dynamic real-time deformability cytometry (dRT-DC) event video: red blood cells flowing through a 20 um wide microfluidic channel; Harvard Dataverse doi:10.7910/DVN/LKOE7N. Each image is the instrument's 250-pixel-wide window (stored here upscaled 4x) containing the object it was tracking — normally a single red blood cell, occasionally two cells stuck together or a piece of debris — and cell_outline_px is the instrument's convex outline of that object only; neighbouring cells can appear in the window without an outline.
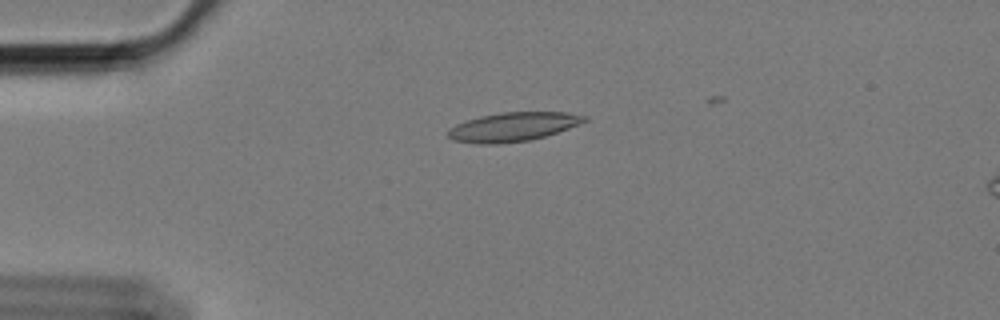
{"species": "Egyptian fruit bat (a non-hibernating species)", "species_latin": "Rousettus aegyptiacus", "temperature_condition": "cold", "stored_images_in_passage": 48, "camera_frame_rate_fps": 3000, "um_per_image_px": 0.085, "animal": {"sex": "female"}, "frame": {"image": 1, "passage_image": 8, "time_ms": 2.333, "image_size_px": [1000, 320], "cell_outline_px": [[588, 120], [568, 128], [544, 136], [528, 140], [496, 144], [480, 144], [452, 140], [448, 136], [448, 132], [456, 124], [480, 116], [504, 112], [568, 112], [588, 116]], "centroid_in_image_um": [43.62, 10.77], "position_along_channel_um": 41.4, "area_um2": 22.72}}
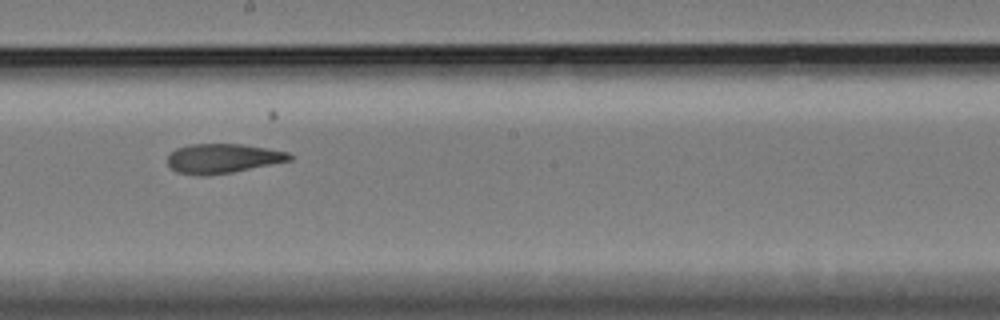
{"frame": {"image": 2, "passage_image": 27, "time_ms": 8.667, "image_size_px": [1000, 320], "cell_outline_px": [[292, 160], [232, 172], [208, 176], [204, 176], [176, 172], [168, 164], [168, 156], [176, 148], [188, 144], [240, 144], [288, 152], [292, 156]], "centroid_in_image_um": [18.91, 13.47], "position_along_channel_um": 229.3, "area_um2": 20.81}}
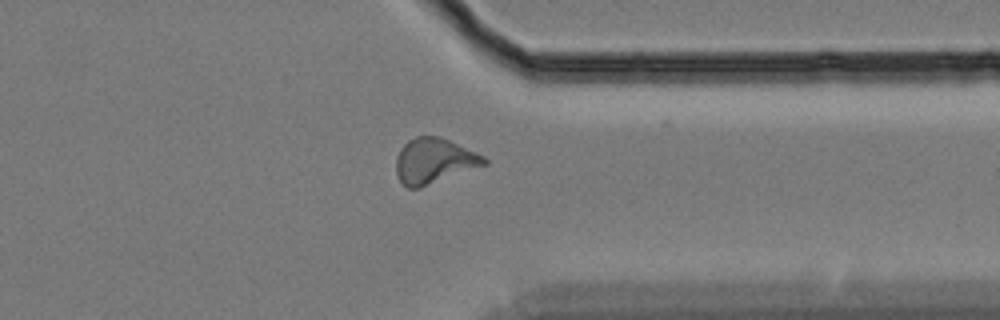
{"frame": {"image": 3, "passage_image": 40, "time_ms": 13.0, "image_size_px": [1000, 320], "cell_outline_px": [[488, 164], [420, 188], [408, 188], [400, 180], [396, 172], [396, 156], [400, 148], [408, 140], [416, 136], [440, 136], [476, 152], [484, 156], [488, 160]], "centroid_in_image_um": [36.9, 13.67], "position_along_channel_um": 374.5, "area_um2": 23.29}, "authors_computed_cell_mechanics": {"area_um2": 21.675, "velocity_mm_per_s": 3.3954, "shape_relaxation_time_tau1_ms": 7.0829, "shape_relaxation_time_tau2_ms": 3.1629, "deformation_change_tau1": 0.2049, "deformation_change_tau2": 0.1188}}